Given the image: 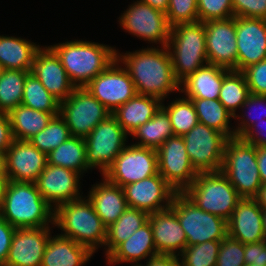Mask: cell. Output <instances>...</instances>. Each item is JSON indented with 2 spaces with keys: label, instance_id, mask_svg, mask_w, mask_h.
<instances>
[{
  "label": "cell",
  "instance_id": "obj_20",
  "mask_svg": "<svg viewBox=\"0 0 266 266\" xmlns=\"http://www.w3.org/2000/svg\"><path fill=\"white\" fill-rule=\"evenodd\" d=\"M237 71L266 59V20L235 17Z\"/></svg>",
  "mask_w": 266,
  "mask_h": 266
},
{
  "label": "cell",
  "instance_id": "obj_11",
  "mask_svg": "<svg viewBox=\"0 0 266 266\" xmlns=\"http://www.w3.org/2000/svg\"><path fill=\"white\" fill-rule=\"evenodd\" d=\"M121 29L159 46H167L169 42L171 26L165 13L152 8L149 4L139 0L133 1L118 18ZM154 43V45H153Z\"/></svg>",
  "mask_w": 266,
  "mask_h": 266
},
{
  "label": "cell",
  "instance_id": "obj_40",
  "mask_svg": "<svg viewBox=\"0 0 266 266\" xmlns=\"http://www.w3.org/2000/svg\"><path fill=\"white\" fill-rule=\"evenodd\" d=\"M71 136L65 120L60 115H57L51 119L42 131L31 137L28 141L47 155Z\"/></svg>",
  "mask_w": 266,
  "mask_h": 266
},
{
  "label": "cell",
  "instance_id": "obj_13",
  "mask_svg": "<svg viewBox=\"0 0 266 266\" xmlns=\"http://www.w3.org/2000/svg\"><path fill=\"white\" fill-rule=\"evenodd\" d=\"M158 173L155 149L127 145L115 158L112 165L102 175L110 182L123 187L146 179Z\"/></svg>",
  "mask_w": 266,
  "mask_h": 266
},
{
  "label": "cell",
  "instance_id": "obj_4",
  "mask_svg": "<svg viewBox=\"0 0 266 266\" xmlns=\"http://www.w3.org/2000/svg\"><path fill=\"white\" fill-rule=\"evenodd\" d=\"M85 196L59 205L54 210V228L61 235L86 246L93 254L104 247L107 227L97 215L93 204Z\"/></svg>",
  "mask_w": 266,
  "mask_h": 266
},
{
  "label": "cell",
  "instance_id": "obj_7",
  "mask_svg": "<svg viewBox=\"0 0 266 266\" xmlns=\"http://www.w3.org/2000/svg\"><path fill=\"white\" fill-rule=\"evenodd\" d=\"M221 172L242 198H254L262 185L256 146L240 137L229 138L224 148Z\"/></svg>",
  "mask_w": 266,
  "mask_h": 266
},
{
  "label": "cell",
  "instance_id": "obj_5",
  "mask_svg": "<svg viewBox=\"0 0 266 266\" xmlns=\"http://www.w3.org/2000/svg\"><path fill=\"white\" fill-rule=\"evenodd\" d=\"M166 47L172 60L174 76L180 83L199 68L209 64L203 22L171 27Z\"/></svg>",
  "mask_w": 266,
  "mask_h": 266
},
{
  "label": "cell",
  "instance_id": "obj_28",
  "mask_svg": "<svg viewBox=\"0 0 266 266\" xmlns=\"http://www.w3.org/2000/svg\"><path fill=\"white\" fill-rule=\"evenodd\" d=\"M229 69L207 64L180 83V93L187 98L218 99L224 75Z\"/></svg>",
  "mask_w": 266,
  "mask_h": 266
},
{
  "label": "cell",
  "instance_id": "obj_30",
  "mask_svg": "<svg viewBox=\"0 0 266 266\" xmlns=\"http://www.w3.org/2000/svg\"><path fill=\"white\" fill-rule=\"evenodd\" d=\"M40 46L27 38L0 35V63L3 69L31 71Z\"/></svg>",
  "mask_w": 266,
  "mask_h": 266
},
{
  "label": "cell",
  "instance_id": "obj_29",
  "mask_svg": "<svg viewBox=\"0 0 266 266\" xmlns=\"http://www.w3.org/2000/svg\"><path fill=\"white\" fill-rule=\"evenodd\" d=\"M162 106L158 98L136 94L118 107L112 115L130 136L139 126L149 121Z\"/></svg>",
  "mask_w": 266,
  "mask_h": 266
},
{
  "label": "cell",
  "instance_id": "obj_31",
  "mask_svg": "<svg viewBox=\"0 0 266 266\" xmlns=\"http://www.w3.org/2000/svg\"><path fill=\"white\" fill-rule=\"evenodd\" d=\"M12 135L15 140H29L42 131L54 116L59 113L37 111L18 105L9 113Z\"/></svg>",
  "mask_w": 266,
  "mask_h": 266
},
{
  "label": "cell",
  "instance_id": "obj_26",
  "mask_svg": "<svg viewBox=\"0 0 266 266\" xmlns=\"http://www.w3.org/2000/svg\"><path fill=\"white\" fill-rule=\"evenodd\" d=\"M156 254L153 231L147 221L126 241L120 243L105 259L109 266L121 263L138 266L142 264L141 260L147 261Z\"/></svg>",
  "mask_w": 266,
  "mask_h": 266
},
{
  "label": "cell",
  "instance_id": "obj_55",
  "mask_svg": "<svg viewBox=\"0 0 266 266\" xmlns=\"http://www.w3.org/2000/svg\"><path fill=\"white\" fill-rule=\"evenodd\" d=\"M254 199L261 208H266V185H261Z\"/></svg>",
  "mask_w": 266,
  "mask_h": 266
},
{
  "label": "cell",
  "instance_id": "obj_18",
  "mask_svg": "<svg viewBox=\"0 0 266 266\" xmlns=\"http://www.w3.org/2000/svg\"><path fill=\"white\" fill-rule=\"evenodd\" d=\"M123 190L129 207L143 210L148 214L171 207L177 193L159 173L127 184L123 186Z\"/></svg>",
  "mask_w": 266,
  "mask_h": 266
},
{
  "label": "cell",
  "instance_id": "obj_48",
  "mask_svg": "<svg viewBox=\"0 0 266 266\" xmlns=\"http://www.w3.org/2000/svg\"><path fill=\"white\" fill-rule=\"evenodd\" d=\"M245 265L266 266V240L244 244Z\"/></svg>",
  "mask_w": 266,
  "mask_h": 266
},
{
  "label": "cell",
  "instance_id": "obj_16",
  "mask_svg": "<svg viewBox=\"0 0 266 266\" xmlns=\"http://www.w3.org/2000/svg\"><path fill=\"white\" fill-rule=\"evenodd\" d=\"M82 177L73 170L47 164L35 184L42 198L55 210L61 204L83 197Z\"/></svg>",
  "mask_w": 266,
  "mask_h": 266
},
{
  "label": "cell",
  "instance_id": "obj_2",
  "mask_svg": "<svg viewBox=\"0 0 266 266\" xmlns=\"http://www.w3.org/2000/svg\"><path fill=\"white\" fill-rule=\"evenodd\" d=\"M59 57L70 82L85 87L117 58L116 47L99 42L71 40L49 46Z\"/></svg>",
  "mask_w": 266,
  "mask_h": 266
},
{
  "label": "cell",
  "instance_id": "obj_32",
  "mask_svg": "<svg viewBox=\"0 0 266 266\" xmlns=\"http://www.w3.org/2000/svg\"><path fill=\"white\" fill-rule=\"evenodd\" d=\"M47 164L64 167L82 176L87 173L86 144L82 137L71 136L64 143L47 154Z\"/></svg>",
  "mask_w": 266,
  "mask_h": 266
},
{
  "label": "cell",
  "instance_id": "obj_52",
  "mask_svg": "<svg viewBox=\"0 0 266 266\" xmlns=\"http://www.w3.org/2000/svg\"><path fill=\"white\" fill-rule=\"evenodd\" d=\"M145 263L140 266H180V259L179 256L172 254H156Z\"/></svg>",
  "mask_w": 266,
  "mask_h": 266
},
{
  "label": "cell",
  "instance_id": "obj_34",
  "mask_svg": "<svg viewBox=\"0 0 266 266\" xmlns=\"http://www.w3.org/2000/svg\"><path fill=\"white\" fill-rule=\"evenodd\" d=\"M189 99L195 106L199 123L223 133L228 139L235 137V126L230 124L234 117L218 99Z\"/></svg>",
  "mask_w": 266,
  "mask_h": 266
},
{
  "label": "cell",
  "instance_id": "obj_14",
  "mask_svg": "<svg viewBox=\"0 0 266 266\" xmlns=\"http://www.w3.org/2000/svg\"><path fill=\"white\" fill-rule=\"evenodd\" d=\"M156 152L158 173L177 193H183L198 174L188 157L183 137H169Z\"/></svg>",
  "mask_w": 266,
  "mask_h": 266
},
{
  "label": "cell",
  "instance_id": "obj_25",
  "mask_svg": "<svg viewBox=\"0 0 266 266\" xmlns=\"http://www.w3.org/2000/svg\"><path fill=\"white\" fill-rule=\"evenodd\" d=\"M89 189L87 198L106 227L116 222L129 207L123 187L110 182L105 176Z\"/></svg>",
  "mask_w": 266,
  "mask_h": 266
},
{
  "label": "cell",
  "instance_id": "obj_53",
  "mask_svg": "<svg viewBox=\"0 0 266 266\" xmlns=\"http://www.w3.org/2000/svg\"><path fill=\"white\" fill-rule=\"evenodd\" d=\"M257 164L262 185H266V147H256Z\"/></svg>",
  "mask_w": 266,
  "mask_h": 266
},
{
  "label": "cell",
  "instance_id": "obj_17",
  "mask_svg": "<svg viewBox=\"0 0 266 266\" xmlns=\"http://www.w3.org/2000/svg\"><path fill=\"white\" fill-rule=\"evenodd\" d=\"M208 63L237 71L235 17L204 22Z\"/></svg>",
  "mask_w": 266,
  "mask_h": 266
},
{
  "label": "cell",
  "instance_id": "obj_56",
  "mask_svg": "<svg viewBox=\"0 0 266 266\" xmlns=\"http://www.w3.org/2000/svg\"><path fill=\"white\" fill-rule=\"evenodd\" d=\"M8 182H9L8 176L6 174H0V207L3 202Z\"/></svg>",
  "mask_w": 266,
  "mask_h": 266
},
{
  "label": "cell",
  "instance_id": "obj_42",
  "mask_svg": "<svg viewBox=\"0 0 266 266\" xmlns=\"http://www.w3.org/2000/svg\"><path fill=\"white\" fill-rule=\"evenodd\" d=\"M258 107L259 108L261 107L260 108L261 110L260 109L258 110L264 111V113L260 112L261 114L263 113L262 118L260 117L258 113H256L257 116L255 117L256 114L251 112L253 111L254 108L257 109ZM240 109H242V112H244V114L243 113H241L240 115L237 114L234 117V119L239 122V123L237 122L238 126L236 125V127H234L235 137H240L254 123L263 121V118L266 119V111H265L266 110V95H255V94L250 93L246 99V102L242 105ZM247 109L250 112L246 111Z\"/></svg>",
  "mask_w": 266,
  "mask_h": 266
},
{
  "label": "cell",
  "instance_id": "obj_3",
  "mask_svg": "<svg viewBox=\"0 0 266 266\" xmlns=\"http://www.w3.org/2000/svg\"><path fill=\"white\" fill-rule=\"evenodd\" d=\"M0 216L16 229L54 226V209L32 182H8Z\"/></svg>",
  "mask_w": 266,
  "mask_h": 266
},
{
  "label": "cell",
  "instance_id": "obj_54",
  "mask_svg": "<svg viewBox=\"0 0 266 266\" xmlns=\"http://www.w3.org/2000/svg\"><path fill=\"white\" fill-rule=\"evenodd\" d=\"M143 3L149 4L152 8L167 13L169 0H139Z\"/></svg>",
  "mask_w": 266,
  "mask_h": 266
},
{
  "label": "cell",
  "instance_id": "obj_19",
  "mask_svg": "<svg viewBox=\"0 0 266 266\" xmlns=\"http://www.w3.org/2000/svg\"><path fill=\"white\" fill-rule=\"evenodd\" d=\"M5 173L9 181L32 182L47 166V155L28 140H13L4 154Z\"/></svg>",
  "mask_w": 266,
  "mask_h": 266
},
{
  "label": "cell",
  "instance_id": "obj_51",
  "mask_svg": "<svg viewBox=\"0 0 266 266\" xmlns=\"http://www.w3.org/2000/svg\"><path fill=\"white\" fill-rule=\"evenodd\" d=\"M14 138L8 113L0 112V153L5 154Z\"/></svg>",
  "mask_w": 266,
  "mask_h": 266
},
{
  "label": "cell",
  "instance_id": "obj_43",
  "mask_svg": "<svg viewBox=\"0 0 266 266\" xmlns=\"http://www.w3.org/2000/svg\"><path fill=\"white\" fill-rule=\"evenodd\" d=\"M166 16L171 27L199 22L197 0H169Z\"/></svg>",
  "mask_w": 266,
  "mask_h": 266
},
{
  "label": "cell",
  "instance_id": "obj_47",
  "mask_svg": "<svg viewBox=\"0 0 266 266\" xmlns=\"http://www.w3.org/2000/svg\"><path fill=\"white\" fill-rule=\"evenodd\" d=\"M234 17L266 20V0H232Z\"/></svg>",
  "mask_w": 266,
  "mask_h": 266
},
{
  "label": "cell",
  "instance_id": "obj_9",
  "mask_svg": "<svg viewBox=\"0 0 266 266\" xmlns=\"http://www.w3.org/2000/svg\"><path fill=\"white\" fill-rule=\"evenodd\" d=\"M128 134L113 115L101 121L84 138L89 169H99L103 175L117 155L127 146Z\"/></svg>",
  "mask_w": 266,
  "mask_h": 266
},
{
  "label": "cell",
  "instance_id": "obj_10",
  "mask_svg": "<svg viewBox=\"0 0 266 266\" xmlns=\"http://www.w3.org/2000/svg\"><path fill=\"white\" fill-rule=\"evenodd\" d=\"M59 115L65 120L72 136L85 138L112 113L82 87L75 88L66 100L60 102Z\"/></svg>",
  "mask_w": 266,
  "mask_h": 266
},
{
  "label": "cell",
  "instance_id": "obj_59",
  "mask_svg": "<svg viewBox=\"0 0 266 266\" xmlns=\"http://www.w3.org/2000/svg\"><path fill=\"white\" fill-rule=\"evenodd\" d=\"M2 72H3V67H2V65L0 63V76H1Z\"/></svg>",
  "mask_w": 266,
  "mask_h": 266
},
{
  "label": "cell",
  "instance_id": "obj_57",
  "mask_svg": "<svg viewBox=\"0 0 266 266\" xmlns=\"http://www.w3.org/2000/svg\"><path fill=\"white\" fill-rule=\"evenodd\" d=\"M262 225L264 230V236L266 238V208H261Z\"/></svg>",
  "mask_w": 266,
  "mask_h": 266
},
{
  "label": "cell",
  "instance_id": "obj_35",
  "mask_svg": "<svg viewBox=\"0 0 266 266\" xmlns=\"http://www.w3.org/2000/svg\"><path fill=\"white\" fill-rule=\"evenodd\" d=\"M137 140L136 146L157 150L169 137L174 136L168 113L160 107L156 114L139 126L130 137Z\"/></svg>",
  "mask_w": 266,
  "mask_h": 266
},
{
  "label": "cell",
  "instance_id": "obj_6",
  "mask_svg": "<svg viewBox=\"0 0 266 266\" xmlns=\"http://www.w3.org/2000/svg\"><path fill=\"white\" fill-rule=\"evenodd\" d=\"M201 210L228 221L242 197L221 172H200L183 192Z\"/></svg>",
  "mask_w": 266,
  "mask_h": 266
},
{
  "label": "cell",
  "instance_id": "obj_15",
  "mask_svg": "<svg viewBox=\"0 0 266 266\" xmlns=\"http://www.w3.org/2000/svg\"><path fill=\"white\" fill-rule=\"evenodd\" d=\"M85 88L111 113L137 94L128 71L117 58Z\"/></svg>",
  "mask_w": 266,
  "mask_h": 266
},
{
  "label": "cell",
  "instance_id": "obj_8",
  "mask_svg": "<svg viewBox=\"0 0 266 266\" xmlns=\"http://www.w3.org/2000/svg\"><path fill=\"white\" fill-rule=\"evenodd\" d=\"M185 231L187 246L222 241L228 235L227 221L201 210L184 193H176L170 207Z\"/></svg>",
  "mask_w": 266,
  "mask_h": 266
},
{
  "label": "cell",
  "instance_id": "obj_12",
  "mask_svg": "<svg viewBox=\"0 0 266 266\" xmlns=\"http://www.w3.org/2000/svg\"><path fill=\"white\" fill-rule=\"evenodd\" d=\"M182 137L191 164L198 173L221 171L228 140L223 133L197 123Z\"/></svg>",
  "mask_w": 266,
  "mask_h": 266
},
{
  "label": "cell",
  "instance_id": "obj_24",
  "mask_svg": "<svg viewBox=\"0 0 266 266\" xmlns=\"http://www.w3.org/2000/svg\"><path fill=\"white\" fill-rule=\"evenodd\" d=\"M228 235L243 244L266 240L261 207L254 198H242L227 221Z\"/></svg>",
  "mask_w": 266,
  "mask_h": 266
},
{
  "label": "cell",
  "instance_id": "obj_46",
  "mask_svg": "<svg viewBox=\"0 0 266 266\" xmlns=\"http://www.w3.org/2000/svg\"><path fill=\"white\" fill-rule=\"evenodd\" d=\"M242 72L251 94L266 95V59L249 65Z\"/></svg>",
  "mask_w": 266,
  "mask_h": 266
},
{
  "label": "cell",
  "instance_id": "obj_45",
  "mask_svg": "<svg viewBox=\"0 0 266 266\" xmlns=\"http://www.w3.org/2000/svg\"><path fill=\"white\" fill-rule=\"evenodd\" d=\"M199 22L234 17L232 0H197Z\"/></svg>",
  "mask_w": 266,
  "mask_h": 266
},
{
  "label": "cell",
  "instance_id": "obj_49",
  "mask_svg": "<svg viewBox=\"0 0 266 266\" xmlns=\"http://www.w3.org/2000/svg\"><path fill=\"white\" fill-rule=\"evenodd\" d=\"M264 132L266 133V119L263 118V121L251 125L240 138L256 147H266V134Z\"/></svg>",
  "mask_w": 266,
  "mask_h": 266
},
{
  "label": "cell",
  "instance_id": "obj_41",
  "mask_svg": "<svg viewBox=\"0 0 266 266\" xmlns=\"http://www.w3.org/2000/svg\"><path fill=\"white\" fill-rule=\"evenodd\" d=\"M221 241L186 246L179 255L180 266H216Z\"/></svg>",
  "mask_w": 266,
  "mask_h": 266
},
{
  "label": "cell",
  "instance_id": "obj_58",
  "mask_svg": "<svg viewBox=\"0 0 266 266\" xmlns=\"http://www.w3.org/2000/svg\"><path fill=\"white\" fill-rule=\"evenodd\" d=\"M0 174L5 173L4 154L0 153Z\"/></svg>",
  "mask_w": 266,
  "mask_h": 266
},
{
  "label": "cell",
  "instance_id": "obj_39",
  "mask_svg": "<svg viewBox=\"0 0 266 266\" xmlns=\"http://www.w3.org/2000/svg\"><path fill=\"white\" fill-rule=\"evenodd\" d=\"M22 105L49 113H59L60 109V102L46 90L32 72L25 79Z\"/></svg>",
  "mask_w": 266,
  "mask_h": 266
},
{
  "label": "cell",
  "instance_id": "obj_27",
  "mask_svg": "<svg viewBox=\"0 0 266 266\" xmlns=\"http://www.w3.org/2000/svg\"><path fill=\"white\" fill-rule=\"evenodd\" d=\"M94 254L71 238L51 234L40 266H84Z\"/></svg>",
  "mask_w": 266,
  "mask_h": 266
},
{
  "label": "cell",
  "instance_id": "obj_21",
  "mask_svg": "<svg viewBox=\"0 0 266 266\" xmlns=\"http://www.w3.org/2000/svg\"><path fill=\"white\" fill-rule=\"evenodd\" d=\"M51 228L16 229L4 266H40Z\"/></svg>",
  "mask_w": 266,
  "mask_h": 266
},
{
  "label": "cell",
  "instance_id": "obj_33",
  "mask_svg": "<svg viewBox=\"0 0 266 266\" xmlns=\"http://www.w3.org/2000/svg\"><path fill=\"white\" fill-rule=\"evenodd\" d=\"M149 214L143 210L128 207L124 213L107 227L104 244L107 257L120 243L126 241L143 224L148 221Z\"/></svg>",
  "mask_w": 266,
  "mask_h": 266
},
{
  "label": "cell",
  "instance_id": "obj_36",
  "mask_svg": "<svg viewBox=\"0 0 266 266\" xmlns=\"http://www.w3.org/2000/svg\"><path fill=\"white\" fill-rule=\"evenodd\" d=\"M247 80L242 71L229 70L223 77L218 100L235 117L249 96Z\"/></svg>",
  "mask_w": 266,
  "mask_h": 266
},
{
  "label": "cell",
  "instance_id": "obj_38",
  "mask_svg": "<svg viewBox=\"0 0 266 266\" xmlns=\"http://www.w3.org/2000/svg\"><path fill=\"white\" fill-rule=\"evenodd\" d=\"M161 107L168 113L174 135L184 136L199 123L193 102L183 95L166 106L162 101Z\"/></svg>",
  "mask_w": 266,
  "mask_h": 266
},
{
  "label": "cell",
  "instance_id": "obj_44",
  "mask_svg": "<svg viewBox=\"0 0 266 266\" xmlns=\"http://www.w3.org/2000/svg\"><path fill=\"white\" fill-rule=\"evenodd\" d=\"M244 244L227 235L220 243L216 266H246Z\"/></svg>",
  "mask_w": 266,
  "mask_h": 266
},
{
  "label": "cell",
  "instance_id": "obj_22",
  "mask_svg": "<svg viewBox=\"0 0 266 266\" xmlns=\"http://www.w3.org/2000/svg\"><path fill=\"white\" fill-rule=\"evenodd\" d=\"M31 72L59 102L66 100L76 88L59 57L49 46H41L36 53Z\"/></svg>",
  "mask_w": 266,
  "mask_h": 266
},
{
  "label": "cell",
  "instance_id": "obj_50",
  "mask_svg": "<svg viewBox=\"0 0 266 266\" xmlns=\"http://www.w3.org/2000/svg\"><path fill=\"white\" fill-rule=\"evenodd\" d=\"M16 228L0 216V266L5 265Z\"/></svg>",
  "mask_w": 266,
  "mask_h": 266
},
{
  "label": "cell",
  "instance_id": "obj_23",
  "mask_svg": "<svg viewBox=\"0 0 266 266\" xmlns=\"http://www.w3.org/2000/svg\"><path fill=\"white\" fill-rule=\"evenodd\" d=\"M148 221L153 231L157 254L179 256L187 246V237L175 212L169 207L149 214Z\"/></svg>",
  "mask_w": 266,
  "mask_h": 266
},
{
  "label": "cell",
  "instance_id": "obj_1",
  "mask_svg": "<svg viewBox=\"0 0 266 266\" xmlns=\"http://www.w3.org/2000/svg\"><path fill=\"white\" fill-rule=\"evenodd\" d=\"M117 59L128 71L137 94L152 96L161 101H165L171 93L180 94V82L174 76L166 46H147L126 53H119L117 49Z\"/></svg>",
  "mask_w": 266,
  "mask_h": 266
},
{
  "label": "cell",
  "instance_id": "obj_37",
  "mask_svg": "<svg viewBox=\"0 0 266 266\" xmlns=\"http://www.w3.org/2000/svg\"><path fill=\"white\" fill-rule=\"evenodd\" d=\"M31 71L3 69L0 76V112L22 104L25 79Z\"/></svg>",
  "mask_w": 266,
  "mask_h": 266
}]
</instances>
